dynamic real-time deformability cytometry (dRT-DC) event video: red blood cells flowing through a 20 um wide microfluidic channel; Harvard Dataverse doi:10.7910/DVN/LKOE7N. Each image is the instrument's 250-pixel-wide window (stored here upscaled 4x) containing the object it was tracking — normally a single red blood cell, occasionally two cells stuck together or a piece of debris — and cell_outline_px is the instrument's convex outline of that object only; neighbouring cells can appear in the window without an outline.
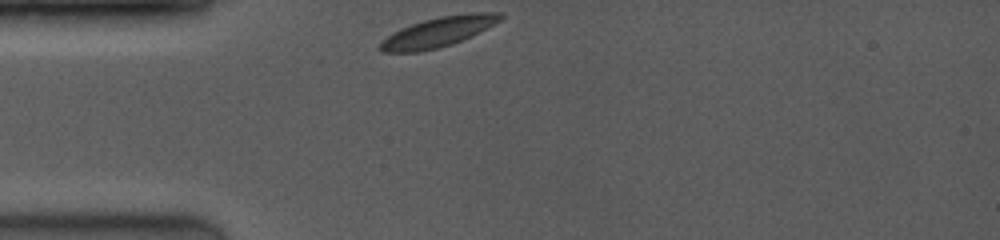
{"species": "common noctule bat (a hibernating species)", "species_latin": "Nyctalus noctula", "temperature_condition": "room temperature", "stored_images_in_passage": 40, "camera_frame_rate_fps": 4000, "um_per_image_px": 0.085, "animal": {"sex": "female", "body_mass_g": 19.0, "forearm_length_mm": 53.3}, "frame": {"image": 1, "passage_image": 1, "time_ms": 0.0, "image_size_px": [1000, 240], "cell_outline_px": [[504, 16], [500, 20], [452, 44], [420, 52], [384, 52], [380, 48], [380, 44], [388, 36], [412, 24], [424, 20], [440, 16], [476, 12], [496, 12]], "centroid_in_image_um": [37.24, 2.71], "position_along_channel_um": 47.8, "area_um2": 20.0}}
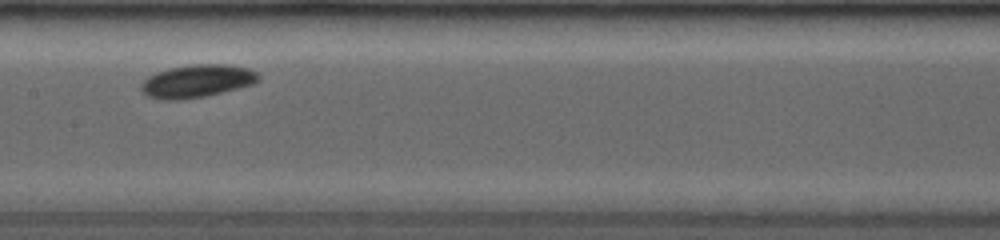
{"frame": {"image": 2, "passage_image": 17, "time_ms": 4.0, "image_size_px": [1000, 240], "cell_outline_px": [[256, 80], [248, 84], [236, 88], [204, 96], [180, 100], [164, 100], [148, 96], [140, 88], [144, 80], [160, 72], [172, 68], [196, 64], [224, 64], [248, 68], [256, 72]], "centroid_in_image_um": [16.7, 6.9], "position_along_channel_um": 190.7, "area_um2": 21.5}}
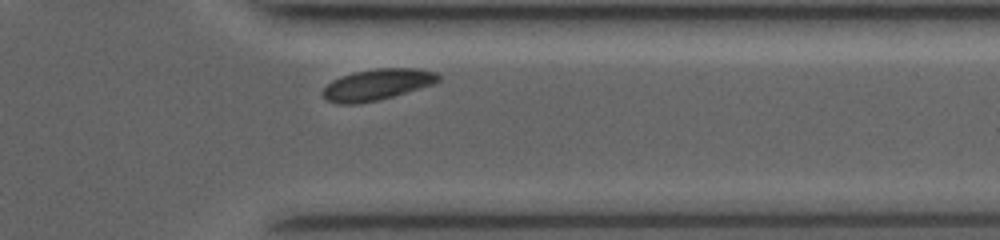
{"frame": {"image": 3, "passage_image": 36, "time_ms": 8.75, "image_size_px": [1000, 240], "cell_outline_px": [[440, 80], [432, 84], [380, 100], [356, 104], [340, 104], [328, 100], [324, 96], [324, 88], [332, 80], [352, 72], [376, 68], [416, 68], [436, 72], [440, 76]], "centroid_in_image_um": [32.07, 7.18], "position_along_channel_um": 379.3, "area_um2": 20.81}, "authors_computed_cell_mechanics": {"area_um2": 20.2589, "velocity_mm_per_s": 3.9459, "shape_relaxation_time_tau1_ms": 4.9308, "shape_relaxation_time_tau2_ms": null, "deformation_change_tau1": 0.1332, "deformation_change_tau2": null}}